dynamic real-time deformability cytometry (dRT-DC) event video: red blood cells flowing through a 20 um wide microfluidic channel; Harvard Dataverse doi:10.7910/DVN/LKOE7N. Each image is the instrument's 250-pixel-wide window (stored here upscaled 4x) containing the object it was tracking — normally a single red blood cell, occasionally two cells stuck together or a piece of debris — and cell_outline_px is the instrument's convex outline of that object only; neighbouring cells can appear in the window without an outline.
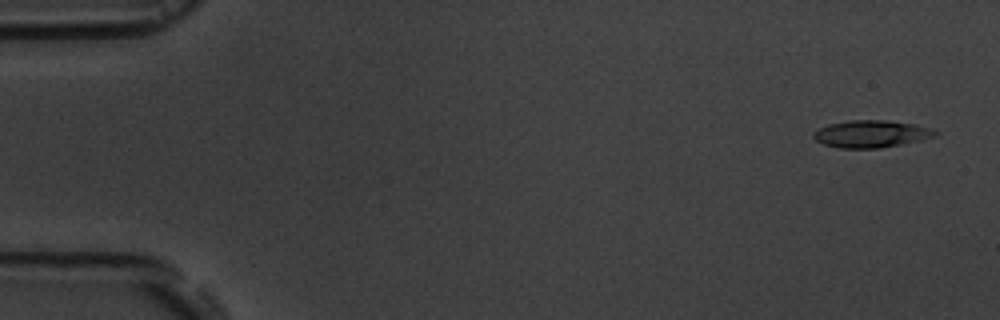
{"species": "common noctule bat (a hibernating species)", "species_latin": "Nyctalus noctula", "temperature_condition": "room temperature", "stored_images_in_passage": 6, "camera_frame_rate_fps": 3000, "um_per_image_px": 0.085, "animal": {"sex": "male", "body_mass_g": 19.5, "forearm_length_mm": 54.6}, "frame": {"image": 1, "passage_image": 1, "time_ms": 0.0, "image_size_px": [1000, 320], "cell_outline_px": [[940, 132], [936, 136], [920, 140], [880, 148], [840, 148], [824, 144], [816, 140], [812, 136], [812, 132], [828, 124], [852, 120], [888, 120], [916, 124]], "centroid_in_image_um": [74.05, 11.37], "position_along_channel_um": 11.0, "area_um2": 19.25}}
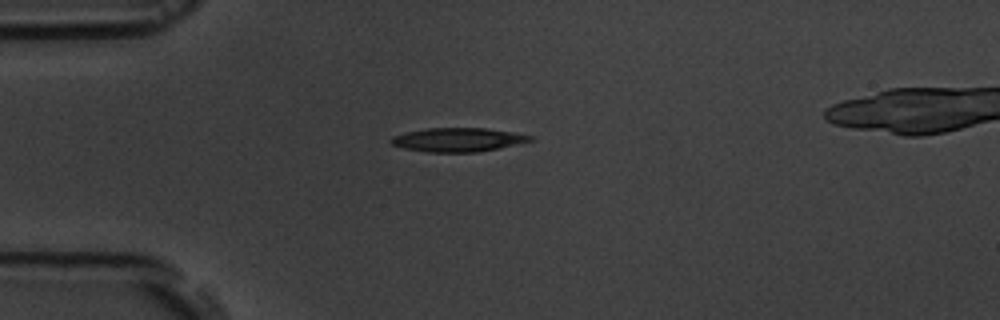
{"frame": {"image": 2, "passage_image": 4, "time_ms": 4.0, "image_size_px": [1000, 320], "cell_outline_px": [[536, 140], [476, 152], [428, 152], [404, 148], [392, 144], [388, 140], [392, 136], [404, 132], [424, 128], [484, 128], [516, 132], [532, 136]], "centroid_in_image_um": [38.9, 11.86], "position_along_channel_um": 46.1, "area_um2": 19.36}}
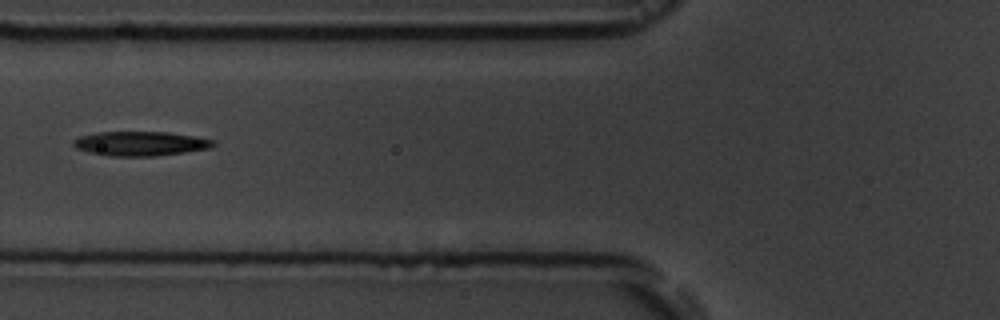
{"frame": {"image": 3, "passage_image": 6, "time_ms": 6.333, "image_size_px": [1000, 320], "cell_outline_px": [[216, 144], [212, 148], [156, 156], [108, 156], [88, 152], [76, 148], [72, 144], [72, 140], [80, 136], [96, 132], [168, 132], [196, 136], [216, 140]], "centroid_in_image_um": [11.95, 12.2], "position_along_channel_um": 113.8, "area_um2": 20.11}}